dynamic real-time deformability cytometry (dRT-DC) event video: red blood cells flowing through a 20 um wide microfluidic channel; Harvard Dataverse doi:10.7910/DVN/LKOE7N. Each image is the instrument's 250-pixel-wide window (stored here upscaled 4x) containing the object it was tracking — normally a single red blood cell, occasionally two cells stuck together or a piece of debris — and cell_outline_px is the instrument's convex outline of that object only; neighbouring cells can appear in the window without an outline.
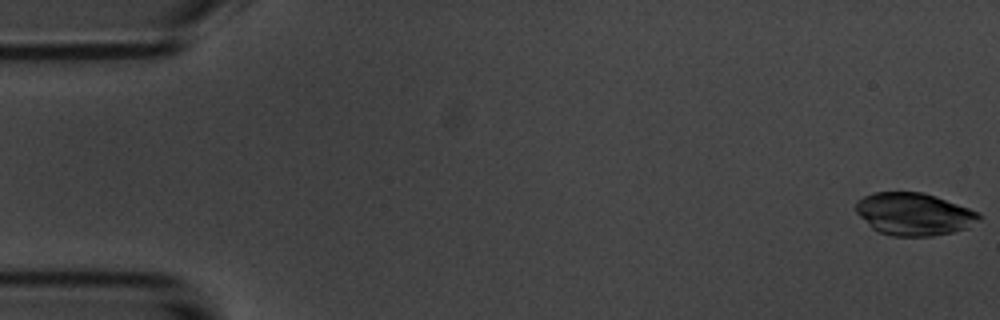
{"species": "common noctule bat (a hibernating species)", "species_latin": "Nyctalus noctula", "temperature_condition": "room temperature", "stored_images_in_passage": 6, "segment_of_instrument_passage": [2, 2], "camera_frame_rate_fps": 3000, "um_per_image_px": 0.085, "animal": {"sex": "male", "body_mass_g": 20.1, "forearm_length_mm": 53.5}, "frame": {"image": 1, "passage_image": 6, "time_ms": 6.667, "image_size_px": [1000, 320], "cell_outline_px": [[980, 220], [968, 228], [952, 232], [932, 236], [892, 236], [880, 232], [872, 228], [856, 212], [856, 200], [872, 192], [924, 192], [936, 196], [968, 208], [976, 212], [980, 216]], "centroid_in_image_um": [77.67, 18.19], "position_along_channel_um": 7.3, "area_um2": 30.4}}